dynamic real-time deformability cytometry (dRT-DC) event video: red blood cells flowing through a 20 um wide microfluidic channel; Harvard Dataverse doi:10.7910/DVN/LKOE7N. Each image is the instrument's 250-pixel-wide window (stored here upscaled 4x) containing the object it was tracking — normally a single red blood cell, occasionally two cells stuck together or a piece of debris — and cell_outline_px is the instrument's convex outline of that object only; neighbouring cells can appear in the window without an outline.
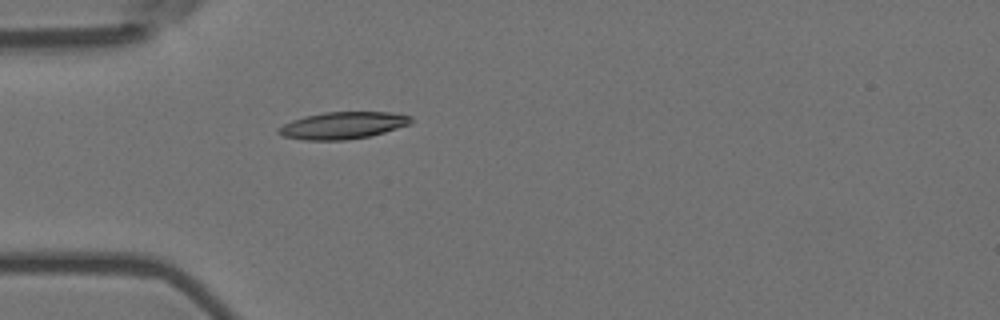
{"species": "Egyptian fruit bat (a non-hibernating species)", "species_latin": "Rousettus aegyptiacus", "temperature_condition": "room temperature", "stored_images_in_passage": 3, "camera_frame_rate_fps": 3000, "um_per_image_px": 0.085, "animal": {"sex": "female"}, "frame": {"image": 1, "passage_image": 3, "time_ms": 0.667, "image_size_px": [1000, 320], "cell_outline_px": [[412, 124], [384, 132], [368, 136], [344, 140], [304, 140], [284, 136], [276, 132], [276, 128], [292, 120], [304, 116], [324, 112], [388, 112], [412, 116]], "centroid_in_image_um": [29.13, 10.65], "position_along_channel_um": 55.9, "area_um2": 20.87}}